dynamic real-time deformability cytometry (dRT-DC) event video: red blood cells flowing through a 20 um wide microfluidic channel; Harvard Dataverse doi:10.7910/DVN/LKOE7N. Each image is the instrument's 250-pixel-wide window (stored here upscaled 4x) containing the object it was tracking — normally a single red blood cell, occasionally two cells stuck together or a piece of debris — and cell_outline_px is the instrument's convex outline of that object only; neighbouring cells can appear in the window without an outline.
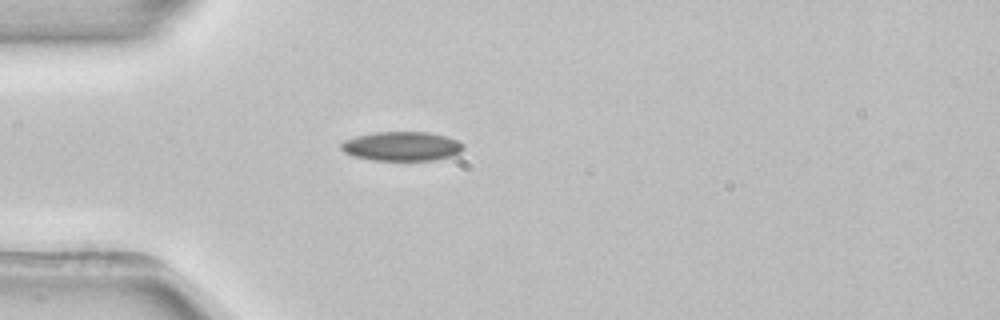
{"species": "common noctule bat (a hibernating species)", "species_latin": "Nyctalus noctula", "temperature_condition": "room temperature", "stored_images_in_passage": 39, "camera_frame_rate_fps": 3000, "um_per_image_px": 0.085, "animal": {"sex": "female", "body_mass_g": 22.7, "forearm_length_mm": 54.2}, "frame": {"image": 1, "passage_image": 1, "time_ms": 0.0, "image_size_px": [1000, 320], "cell_outline_px": [[464, 148], [460, 152], [452, 156], [436, 160], [372, 160], [352, 156], [344, 152], [340, 148], [340, 144], [344, 140], [356, 136], [376, 132], [428, 132], [448, 136], [464, 144]], "centroid_in_image_um": [34.15, 12.43], "position_along_channel_um": 50.8, "area_um2": 20.98}}
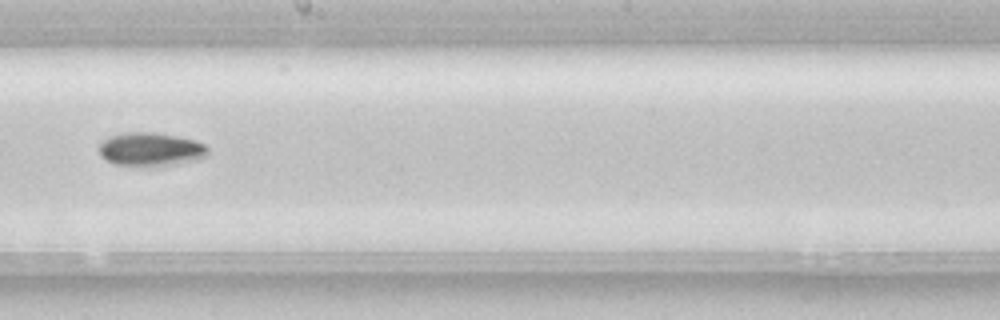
{"frame": {"image": 2, "passage_image": 16, "time_ms": 5.0, "image_size_px": [1000, 320], "cell_outline_px": [[208, 156], [196, 160], [172, 164], [116, 164], [104, 160], [100, 156], [100, 144], [104, 140], [112, 136], [128, 132], [156, 132], [196, 140], [204, 144], [208, 148]], "centroid_in_image_um": [12.84, 12.66], "position_along_channel_um": 235.4, "area_um2": 20.75}}
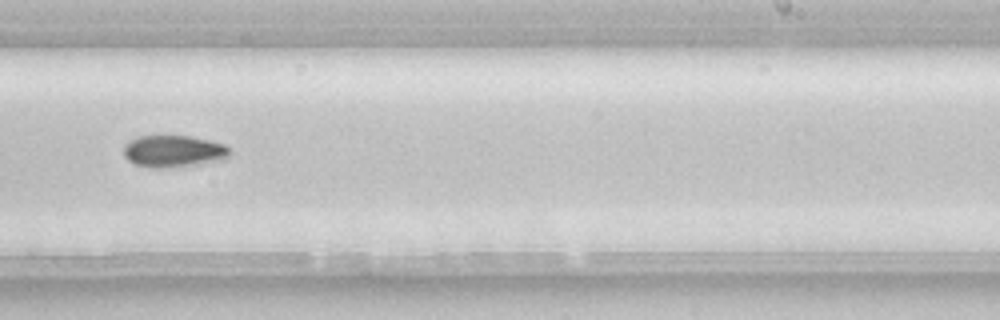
{"frame": {"image": 3, "passage_image": 19, "time_ms": 6.0, "image_size_px": [1000, 320], "cell_outline_px": [[232, 152], [224, 160], [196, 164], [160, 168], [152, 168], [136, 164], [128, 160], [124, 156], [124, 144], [128, 140], [136, 136], [188, 136], [212, 140], [224, 144]], "centroid_in_image_um": [14.74, 12.84], "position_along_channel_um": 274.3, "area_um2": 19.83}, "authors_computed_cell_mechanics": {"area_um2": 19.652, "velocity_mm_per_s": 3.9207, "shape_relaxation_time_tau1_ms": 3.2447, "shape_relaxation_time_tau2_ms": null, "deformation_change_tau1": 0.0853, "deformation_change_tau2": null}}